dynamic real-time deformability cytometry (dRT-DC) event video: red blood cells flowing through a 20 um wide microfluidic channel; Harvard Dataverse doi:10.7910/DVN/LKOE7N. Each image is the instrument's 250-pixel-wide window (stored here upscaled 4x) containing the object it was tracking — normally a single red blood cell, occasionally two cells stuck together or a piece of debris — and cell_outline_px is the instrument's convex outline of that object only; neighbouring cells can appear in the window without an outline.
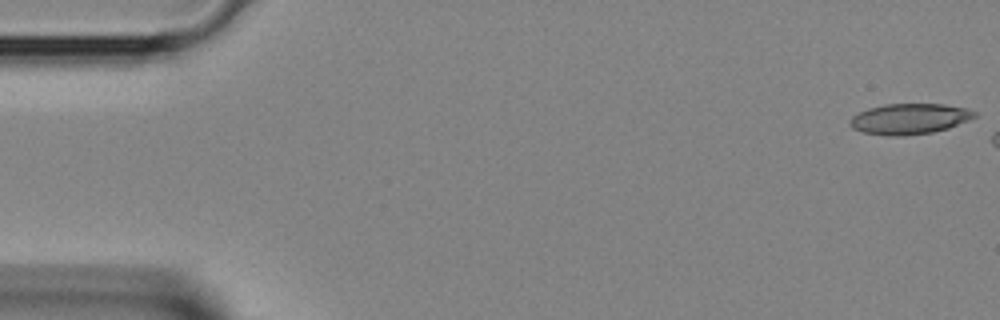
{"species": "Egyptian fruit bat (a non-hibernating species)", "species_latin": "Rousettus aegyptiacus", "temperature_condition": "room temperature", "stored_images_in_passage": 6, "camera_frame_rate_fps": 3000, "um_per_image_px": 0.085, "animal": {"sex": "female"}, "frame": {"image": 1, "passage_image": 1, "time_ms": 0.0, "image_size_px": [1000, 320], "cell_outline_px": [[976, 116], [968, 120], [948, 128], [932, 132], [904, 136], [888, 136], [860, 132], [852, 128], [852, 116], [868, 108], [884, 104], [944, 104], [968, 108], [976, 112]], "centroid_in_image_um": [77.31, 10.1], "position_along_channel_um": 7.7, "area_um2": 22.2}}